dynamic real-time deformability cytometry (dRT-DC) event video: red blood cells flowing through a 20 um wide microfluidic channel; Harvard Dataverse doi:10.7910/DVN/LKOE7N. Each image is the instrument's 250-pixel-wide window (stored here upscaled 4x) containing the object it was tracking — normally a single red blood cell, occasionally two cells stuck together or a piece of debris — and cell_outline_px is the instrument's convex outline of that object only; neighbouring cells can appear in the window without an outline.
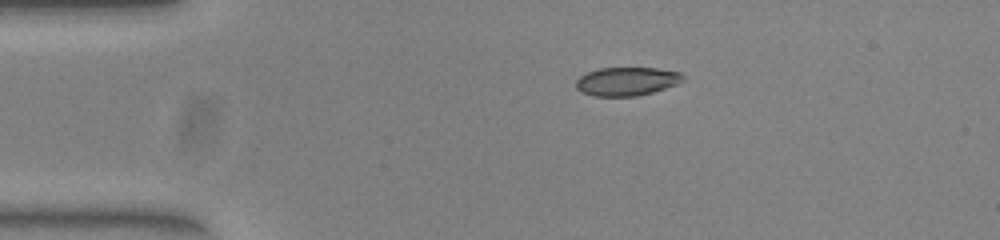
{"species": "common noctule bat (a hibernating species)", "species_latin": "Nyctalus noctula", "temperature_condition": "warm", "stored_images_in_passage": 43, "camera_frame_rate_fps": 3000, "um_per_image_px": 0.085, "animal": {"sex": "female", "body_mass_g": 23.0, "forearm_length_mm": 53.4}, "frame": {"image": 1, "passage_image": 1, "time_ms": 0.0, "image_size_px": [1000, 240], "cell_outline_px": [[684, 80], [676, 84], [652, 92], [636, 96], [592, 96], [580, 92], [576, 88], [576, 80], [580, 76], [588, 72], [600, 68], [656, 68], [680, 72], [684, 76]], "centroid_in_image_um": [53.25, 6.92], "position_along_channel_um": 31.8, "area_um2": 17.74}}
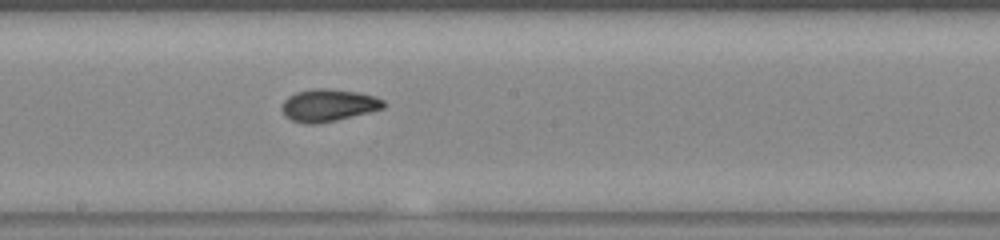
{"frame": {"image": 2, "passage_image": 19, "time_ms": 6.0, "image_size_px": [1000, 240], "cell_outline_px": [[388, 104], [384, 108], [336, 120], [316, 124], [304, 124], [292, 120], [284, 116], [280, 108], [284, 100], [288, 96], [296, 92], [312, 88], [328, 88], [356, 92], [376, 96], [384, 100]], "centroid_in_image_um": [27.89, 8.94], "position_along_channel_um": 220.3, "area_um2": 19.36}}
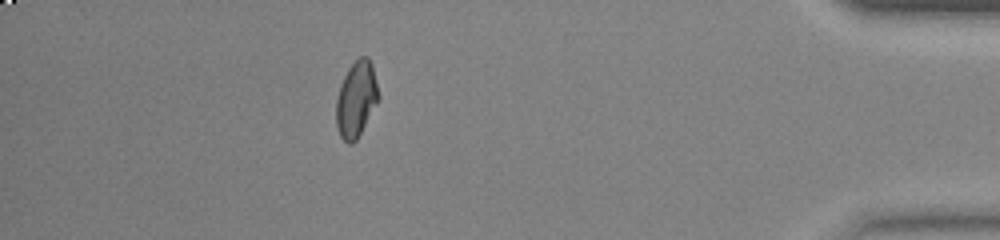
{"frame": {"image": 3, "passage_image": 37, "time_ms": 12.0, "image_size_px": [1000, 240], "cell_outline_px": [[380, 96], [376, 104], [356, 140], [352, 144], [348, 144], [340, 136], [336, 124], [336, 100], [340, 84], [348, 68], [360, 56], [368, 56], [372, 64]], "centroid_in_image_um": [30.27, 8.41], "position_along_channel_um": 404.9, "area_um2": 18.61}, "authors_computed_cell_mechanics": {"area_um2": 18.5538, "velocity_mm_per_s": 3.9299, "shape_relaxation_time_tau1_ms": 5.6731, "shape_relaxation_time_tau2_ms": 0.693, "deformation_change_tau1": 0.1948, "deformation_change_tau2": 0.0547}}